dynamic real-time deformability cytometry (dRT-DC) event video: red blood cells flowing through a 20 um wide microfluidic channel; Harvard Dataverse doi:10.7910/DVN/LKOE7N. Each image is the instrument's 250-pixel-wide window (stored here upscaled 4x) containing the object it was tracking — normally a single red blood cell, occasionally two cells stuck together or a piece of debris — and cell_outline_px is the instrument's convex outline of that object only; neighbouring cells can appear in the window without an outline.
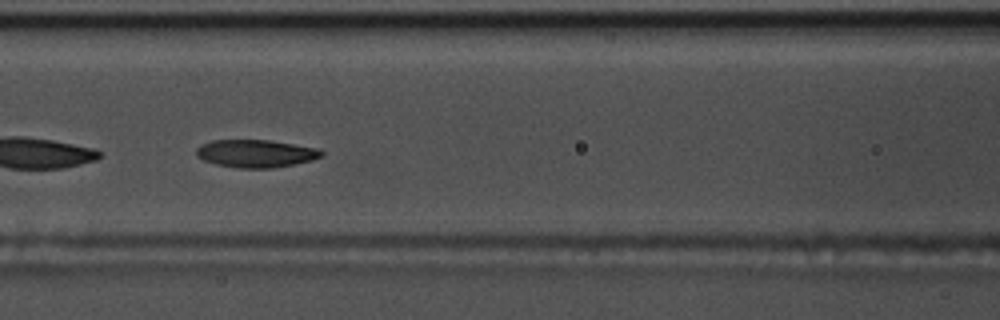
{"species": "common noctule bat (a hibernating species)", "species_latin": "Nyctalus noctula", "temperature_condition": "warm", "stored_images_in_passage": 46, "camera_frame_rate_fps": 3000, "um_per_image_px": 0.085, "animal": {"sex": "male", "body_mass_g": 17.5, "forearm_length_mm": 52.3}, "frame": {"image": 1, "passage_image": 14, "time_ms": 4.333, "image_size_px": [1000, 320], "cell_outline_px": [[324, 156], [312, 160], [272, 168], [236, 168], [216, 164], [204, 160], [196, 156], [196, 148], [200, 144], [212, 140], [268, 140], [320, 148], [324, 152]], "centroid_in_image_um": [21.75, 13.04], "position_along_channel_um": 144.9, "area_um2": 20.35}, "authors_computed_cell_mechanics": {"area_um2": 20.8369, "velocity_mm_per_s": 3.5699, "shape_relaxation_time_tau1_ms": null, "shape_relaxation_time_tau2_ms": 2.6986, "deformation_change_tau1": null, "deformation_change_tau2": 0.095}}